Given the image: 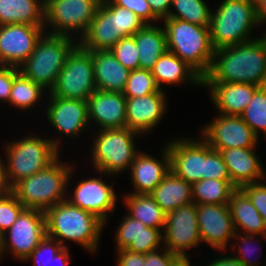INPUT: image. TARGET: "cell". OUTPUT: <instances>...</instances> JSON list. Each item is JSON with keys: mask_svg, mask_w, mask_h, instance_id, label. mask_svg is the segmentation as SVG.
<instances>
[{"mask_svg": "<svg viewBox=\"0 0 266 266\" xmlns=\"http://www.w3.org/2000/svg\"><path fill=\"white\" fill-rule=\"evenodd\" d=\"M162 236L163 246L175 255L186 256L187 249L198 246L202 240L196 204L184 205L167 213Z\"/></svg>", "mask_w": 266, "mask_h": 266, "instance_id": "cell-12", "label": "cell"}, {"mask_svg": "<svg viewBox=\"0 0 266 266\" xmlns=\"http://www.w3.org/2000/svg\"><path fill=\"white\" fill-rule=\"evenodd\" d=\"M242 235L239 232H235V235L233 236L234 240L235 239L238 240V238L240 240V242H239L240 245L239 246L237 245V248H238L237 250L238 251H236L238 255L237 256L235 255V257L238 258L243 263L244 266H258L260 264L259 261L257 262V261H255L254 259H251V258L248 259L249 255L253 251L256 250V249H253V247H252L253 244L251 243L253 241H251V240H254L257 235H251V234H245V233H243ZM241 240L243 242L242 244H241ZM257 260H258V258H257Z\"/></svg>", "mask_w": 266, "mask_h": 266, "instance_id": "cell-45", "label": "cell"}, {"mask_svg": "<svg viewBox=\"0 0 266 266\" xmlns=\"http://www.w3.org/2000/svg\"><path fill=\"white\" fill-rule=\"evenodd\" d=\"M11 192V186L6 178V164L0 157V195Z\"/></svg>", "mask_w": 266, "mask_h": 266, "instance_id": "cell-52", "label": "cell"}, {"mask_svg": "<svg viewBox=\"0 0 266 266\" xmlns=\"http://www.w3.org/2000/svg\"><path fill=\"white\" fill-rule=\"evenodd\" d=\"M205 179H219L226 182H232L223 156L219 151L211 148L207 143L204 168V180Z\"/></svg>", "mask_w": 266, "mask_h": 266, "instance_id": "cell-40", "label": "cell"}, {"mask_svg": "<svg viewBox=\"0 0 266 266\" xmlns=\"http://www.w3.org/2000/svg\"><path fill=\"white\" fill-rule=\"evenodd\" d=\"M228 207L236 232L243 230L245 234L257 235L266 239L265 220L240 189H236L231 194Z\"/></svg>", "mask_w": 266, "mask_h": 266, "instance_id": "cell-27", "label": "cell"}, {"mask_svg": "<svg viewBox=\"0 0 266 266\" xmlns=\"http://www.w3.org/2000/svg\"><path fill=\"white\" fill-rule=\"evenodd\" d=\"M161 253L158 249L145 254L144 266H170L171 261L177 256L169 252L165 247Z\"/></svg>", "mask_w": 266, "mask_h": 266, "instance_id": "cell-47", "label": "cell"}, {"mask_svg": "<svg viewBox=\"0 0 266 266\" xmlns=\"http://www.w3.org/2000/svg\"><path fill=\"white\" fill-rule=\"evenodd\" d=\"M170 170L191 185L204 180L206 142L202 139H173L167 143Z\"/></svg>", "mask_w": 266, "mask_h": 266, "instance_id": "cell-15", "label": "cell"}, {"mask_svg": "<svg viewBox=\"0 0 266 266\" xmlns=\"http://www.w3.org/2000/svg\"><path fill=\"white\" fill-rule=\"evenodd\" d=\"M202 82L248 83L266 86V42L261 36L214 50L209 72Z\"/></svg>", "mask_w": 266, "mask_h": 266, "instance_id": "cell-1", "label": "cell"}, {"mask_svg": "<svg viewBox=\"0 0 266 266\" xmlns=\"http://www.w3.org/2000/svg\"><path fill=\"white\" fill-rule=\"evenodd\" d=\"M110 51L130 71L140 68L138 48L134 36L121 38Z\"/></svg>", "mask_w": 266, "mask_h": 266, "instance_id": "cell-38", "label": "cell"}, {"mask_svg": "<svg viewBox=\"0 0 266 266\" xmlns=\"http://www.w3.org/2000/svg\"><path fill=\"white\" fill-rule=\"evenodd\" d=\"M102 0H45L44 29L46 33L72 37L80 31L78 41L86 33ZM46 27V28H45ZM52 28V29H51Z\"/></svg>", "mask_w": 266, "mask_h": 266, "instance_id": "cell-9", "label": "cell"}, {"mask_svg": "<svg viewBox=\"0 0 266 266\" xmlns=\"http://www.w3.org/2000/svg\"><path fill=\"white\" fill-rule=\"evenodd\" d=\"M107 184L101 177L81 180L77 183L72 198L69 196L66 200L106 223L109 217L107 213H113L118 200L113 184Z\"/></svg>", "mask_w": 266, "mask_h": 266, "instance_id": "cell-17", "label": "cell"}, {"mask_svg": "<svg viewBox=\"0 0 266 266\" xmlns=\"http://www.w3.org/2000/svg\"><path fill=\"white\" fill-rule=\"evenodd\" d=\"M133 36L138 48L140 68L151 70L167 51L164 27H158L153 23L145 24Z\"/></svg>", "mask_w": 266, "mask_h": 266, "instance_id": "cell-31", "label": "cell"}, {"mask_svg": "<svg viewBox=\"0 0 266 266\" xmlns=\"http://www.w3.org/2000/svg\"><path fill=\"white\" fill-rule=\"evenodd\" d=\"M219 259L211 260L212 262L208 263L207 266H244L243 263L236 258L234 255L231 257L228 256H223V257H218Z\"/></svg>", "mask_w": 266, "mask_h": 266, "instance_id": "cell-50", "label": "cell"}, {"mask_svg": "<svg viewBox=\"0 0 266 266\" xmlns=\"http://www.w3.org/2000/svg\"><path fill=\"white\" fill-rule=\"evenodd\" d=\"M164 91L126 98V127L139 134L151 131L167 111Z\"/></svg>", "mask_w": 266, "mask_h": 266, "instance_id": "cell-19", "label": "cell"}, {"mask_svg": "<svg viewBox=\"0 0 266 266\" xmlns=\"http://www.w3.org/2000/svg\"><path fill=\"white\" fill-rule=\"evenodd\" d=\"M88 120L100 130L126 127V97L122 92L96 90L87 100Z\"/></svg>", "mask_w": 266, "mask_h": 266, "instance_id": "cell-21", "label": "cell"}, {"mask_svg": "<svg viewBox=\"0 0 266 266\" xmlns=\"http://www.w3.org/2000/svg\"><path fill=\"white\" fill-rule=\"evenodd\" d=\"M238 189L232 182L205 179L192 184L193 203L228 204L231 194Z\"/></svg>", "mask_w": 266, "mask_h": 266, "instance_id": "cell-33", "label": "cell"}, {"mask_svg": "<svg viewBox=\"0 0 266 266\" xmlns=\"http://www.w3.org/2000/svg\"><path fill=\"white\" fill-rule=\"evenodd\" d=\"M167 51L185 61L202 78L209 72L214 48L210 28L174 18H165Z\"/></svg>", "mask_w": 266, "mask_h": 266, "instance_id": "cell-4", "label": "cell"}, {"mask_svg": "<svg viewBox=\"0 0 266 266\" xmlns=\"http://www.w3.org/2000/svg\"><path fill=\"white\" fill-rule=\"evenodd\" d=\"M188 255L181 256L177 255L170 263V266H191Z\"/></svg>", "mask_w": 266, "mask_h": 266, "instance_id": "cell-54", "label": "cell"}, {"mask_svg": "<svg viewBox=\"0 0 266 266\" xmlns=\"http://www.w3.org/2000/svg\"><path fill=\"white\" fill-rule=\"evenodd\" d=\"M239 189L249 198L266 222V185L261 181L245 184Z\"/></svg>", "mask_w": 266, "mask_h": 266, "instance_id": "cell-43", "label": "cell"}, {"mask_svg": "<svg viewBox=\"0 0 266 266\" xmlns=\"http://www.w3.org/2000/svg\"><path fill=\"white\" fill-rule=\"evenodd\" d=\"M96 90L92 53L78 43L68 54L50 93L63 99L87 101Z\"/></svg>", "mask_w": 266, "mask_h": 266, "instance_id": "cell-10", "label": "cell"}, {"mask_svg": "<svg viewBox=\"0 0 266 266\" xmlns=\"http://www.w3.org/2000/svg\"><path fill=\"white\" fill-rule=\"evenodd\" d=\"M177 12L170 10L167 18L179 19L203 27H210L211 9L204 0H172Z\"/></svg>", "mask_w": 266, "mask_h": 266, "instance_id": "cell-34", "label": "cell"}, {"mask_svg": "<svg viewBox=\"0 0 266 266\" xmlns=\"http://www.w3.org/2000/svg\"><path fill=\"white\" fill-rule=\"evenodd\" d=\"M150 195L166 214L181 206L193 203L192 185L171 170Z\"/></svg>", "mask_w": 266, "mask_h": 266, "instance_id": "cell-29", "label": "cell"}, {"mask_svg": "<svg viewBox=\"0 0 266 266\" xmlns=\"http://www.w3.org/2000/svg\"><path fill=\"white\" fill-rule=\"evenodd\" d=\"M118 14L119 31L122 37L133 36L146 23L134 12L127 8L114 4L111 0H105Z\"/></svg>", "mask_w": 266, "mask_h": 266, "instance_id": "cell-42", "label": "cell"}, {"mask_svg": "<svg viewBox=\"0 0 266 266\" xmlns=\"http://www.w3.org/2000/svg\"><path fill=\"white\" fill-rule=\"evenodd\" d=\"M60 156L49 166L30 177L23 178L11 187L18 201L30 209L46 211L66 200V189L74 168L59 161Z\"/></svg>", "mask_w": 266, "mask_h": 266, "instance_id": "cell-3", "label": "cell"}, {"mask_svg": "<svg viewBox=\"0 0 266 266\" xmlns=\"http://www.w3.org/2000/svg\"><path fill=\"white\" fill-rule=\"evenodd\" d=\"M97 90L123 92L130 74L110 50L91 51Z\"/></svg>", "mask_w": 266, "mask_h": 266, "instance_id": "cell-26", "label": "cell"}, {"mask_svg": "<svg viewBox=\"0 0 266 266\" xmlns=\"http://www.w3.org/2000/svg\"><path fill=\"white\" fill-rule=\"evenodd\" d=\"M114 4L127 8L140 17L146 24L159 22V19L152 13L147 0H111Z\"/></svg>", "mask_w": 266, "mask_h": 266, "instance_id": "cell-44", "label": "cell"}, {"mask_svg": "<svg viewBox=\"0 0 266 266\" xmlns=\"http://www.w3.org/2000/svg\"><path fill=\"white\" fill-rule=\"evenodd\" d=\"M263 38H264V40H265V42H266V33L265 34H263V36H262Z\"/></svg>", "mask_w": 266, "mask_h": 266, "instance_id": "cell-56", "label": "cell"}, {"mask_svg": "<svg viewBox=\"0 0 266 266\" xmlns=\"http://www.w3.org/2000/svg\"><path fill=\"white\" fill-rule=\"evenodd\" d=\"M123 200L129 211V216L141 221L147 227L161 229L163 232L166 213L150 194H133L131 192L126 194Z\"/></svg>", "mask_w": 266, "mask_h": 266, "instance_id": "cell-32", "label": "cell"}, {"mask_svg": "<svg viewBox=\"0 0 266 266\" xmlns=\"http://www.w3.org/2000/svg\"><path fill=\"white\" fill-rule=\"evenodd\" d=\"M220 114L240 116L249 105L257 85L248 83L202 82Z\"/></svg>", "mask_w": 266, "mask_h": 266, "instance_id": "cell-25", "label": "cell"}, {"mask_svg": "<svg viewBox=\"0 0 266 266\" xmlns=\"http://www.w3.org/2000/svg\"><path fill=\"white\" fill-rule=\"evenodd\" d=\"M240 116L257 137L260 131L266 137V86L259 87L254 92L249 105Z\"/></svg>", "mask_w": 266, "mask_h": 266, "instance_id": "cell-36", "label": "cell"}, {"mask_svg": "<svg viewBox=\"0 0 266 266\" xmlns=\"http://www.w3.org/2000/svg\"><path fill=\"white\" fill-rule=\"evenodd\" d=\"M3 236L4 252L10 250L12 256L24 262L46 236L45 212L25 208Z\"/></svg>", "mask_w": 266, "mask_h": 266, "instance_id": "cell-11", "label": "cell"}, {"mask_svg": "<svg viewBox=\"0 0 266 266\" xmlns=\"http://www.w3.org/2000/svg\"><path fill=\"white\" fill-rule=\"evenodd\" d=\"M152 13L161 21L168 17L172 0H147Z\"/></svg>", "mask_w": 266, "mask_h": 266, "instance_id": "cell-49", "label": "cell"}, {"mask_svg": "<svg viewBox=\"0 0 266 266\" xmlns=\"http://www.w3.org/2000/svg\"><path fill=\"white\" fill-rule=\"evenodd\" d=\"M19 73L18 67L0 65V100L9 103L13 80Z\"/></svg>", "mask_w": 266, "mask_h": 266, "instance_id": "cell-46", "label": "cell"}, {"mask_svg": "<svg viewBox=\"0 0 266 266\" xmlns=\"http://www.w3.org/2000/svg\"><path fill=\"white\" fill-rule=\"evenodd\" d=\"M68 246L63 247L59 252L56 253V255L52 258L51 263L49 266H54L56 263L58 266H68L69 260H70V254L68 253ZM55 263V264H54ZM54 264V265H53Z\"/></svg>", "mask_w": 266, "mask_h": 266, "instance_id": "cell-51", "label": "cell"}, {"mask_svg": "<svg viewBox=\"0 0 266 266\" xmlns=\"http://www.w3.org/2000/svg\"><path fill=\"white\" fill-rule=\"evenodd\" d=\"M155 79L148 69L131 70L125 89L122 92L126 98L145 96L159 92Z\"/></svg>", "mask_w": 266, "mask_h": 266, "instance_id": "cell-37", "label": "cell"}, {"mask_svg": "<svg viewBox=\"0 0 266 266\" xmlns=\"http://www.w3.org/2000/svg\"><path fill=\"white\" fill-rule=\"evenodd\" d=\"M46 235L56 239L63 247L65 241L80 244L95 253L105 223L94 214L64 200L45 211Z\"/></svg>", "mask_w": 266, "mask_h": 266, "instance_id": "cell-2", "label": "cell"}, {"mask_svg": "<svg viewBox=\"0 0 266 266\" xmlns=\"http://www.w3.org/2000/svg\"><path fill=\"white\" fill-rule=\"evenodd\" d=\"M117 266H144L145 254L136 253L128 249L117 250Z\"/></svg>", "mask_w": 266, "mask_h": 266, "instance_id": "cell-48", "label": "cell"}, {"mask_svg": "<svg viewBox=\"0 0 266 266\" xmlns=\"http://www.w3.org/2000/svg\"><path fill=\"white\" fill-rule=\"evenodd\" d=\"M3 237V234L0 232V259H2V257L4 256L3 254H5Z\"/></svg>", "mask_w": 266, "mask_h": 266, "instance_id": "cell-55", "label": "cell"}, {"mask_svg": "<svg viewBox=\"0 0 266 266\" xmlns=\"http://www.w3.org/2000/svg\"><path fill=\"white\" fill-rule=\"evenodd\" d=\"M44 90L42 86L19 73L13 80L9 103L24 111L32 109L31 107L44 96Z\"/></svg>", "mask_w": 266, "mask_h": 266, "instance_id": "cell-35", "label": "cell"}, {"mask_svg": "<svg viewBox=\"0 0 266 266\" xmlns=\"http://www.w3.org/2000/svg\"><path fill=\"white\" fill-rule=\"evenodd\" d=\"M196 213L202 243L224 251L236 232L228 204L196 205Z\"/></svg>", "mask_w": 266, "mask_h": 266, "instance_id": "cell-16", "label": "cell"}, {"mask_svg": "<svg viewBox=\"0 0 266 266\" xmlns=\"http://www.w3.org/2000/svg\"><path fill=\"white\" fill-rule=\"evenodd\" d=\"M255 9L258 25L266 22V0H255Z\"/></svg>", "mask_w": 266, "mask_h": 266, "instance_id": "cell-53", "label": "cell"}, {"mask_svg": "<svg viewBox=\"0 0 266 266\" xmlns=\"http://www.w3.org/2000/svg\"><path fill=\"white\" fill-rule=\"evenodd\" d=\"M44 32L43 26L0 25V65L21 66L32 54Z\"/></svg>", "mask_w": 266, "mask_h": 266, "instance_id": "cell-14", "label": "cell"}, {"mask_svg": "<svg viewBox=\"0 0 266 266\" xmlns=\"http://www.w3.org/2000/svg\"><path fill=\"white\" fill-rule=\"evenodd\" d=\"M97 134L91 152L93 167L97 173L101 176H114L126 169L129 170L138 153L134 139L141 134L127 127L98 130Z\"/></svg>", "mask_w": 266, "mask_h": 266, "instance_id": "cell-8", "label": "cell"}, {"mask_svg": "<svg viewBox=\"0 0 266 266\" xmlns=\"http://www.w3.org/2000/svg\"><path fill=\"white\" fill-rule=\"evenodd\" d=\"M61 140L39 136L22 137L5 146L6 178L12 187L19 180L30 177L52 164L60 156Z\"/></svg>", "mask_w": 266, "mask_h": 266, "instance_id": "cell-7", "label": "cell"}, {"mask_svg": "<svg viewBox=\"0 0 266 266\" xmlns=\"http://www.w3.org/2000/svg\"><path fill=\"white\" fill-rule=\"evenodd\" d=\"M151 73L160 90H163L161 84L175 85L185 82L201 85L203 78L185 61H182L175 54L166 51L154 64Z\"/></svg>", "mask_w": 266, "mask_h": 266, "instance_id": "cell-28", "label": "cell"}, {"mask_svg": "<svg viewBox=\"0 0 266 266\" xmlns=\"http://www.w3.org/2000/svg\"><path fill=\"white\" fill-rule=\"evenodd\" d=\"M257 25L255 0H223L211 11V44L217 50L249 41Z\"/></svg>", "mask_w": 266, "mask_h": 266, "instance_id": "cell-6", "label": "cell"}, {"mask_svg": "<svg viewBox=\"0 0 266 266\" xmlns=\"http://www.w3.org/2000/svg\"><path fill=\"white\" fill-rule=\"evenodd\" d=\"M255 148H230L221 150L232 183L239 189L249 183L264 182L265 169Z\"/></svg>", "mask_w": 266, "mask_h": 266, "instance_id": "cell-24", "label": "cell"}, {"mask_svg": "<svg viewBox=\"0 0 266 266\" xmlns=\"http://www.w3.org/2000/svg\"><path fill=\"white\" fill-rule=\"evenodd\" d=\"M126 215L115 234L117 250L128 249L146 254L159 249L163 242L161 230L147 227L141 221Z\"/></svg>", "mask_w": 266, "mask_h": 266, "instance_id": "cell-23", "label": "cell"}, {"mask_svg": "<svg viewBox=\"0 0 266 266\" xmlns=\"http://www.w3.org/2000/svg\"><path fill=\"white\" fill-rule=\"evenodd\" d=\"M46 117L54 129L60 134L79 137L78 133L85 131L89 125L87 101L63 99L49 93ZM88 124V125H87Z\"/></svg>", "mask_w": 266, "mask_h": 266, "instance_id": "cell-18", "label": "cell"}, {"mask_svg": "<svg viewBox=\"0 0 266 266\" xmlns=\"http://www.w3.org/2000/svg\"><path fill=\"white\" fill-rule=\"evenodd\" d=\"M25 207L12 193L0 195V232L4 234L17 220Z\"/></svg>", "mask_w": 266, "mask_h": 266, "instance_id": "cell-39", "label": "cell"}, {"mask_svg": "<svg viewBox=\"0 0 266 266\" xmlns=\"http://www.w3.org/2000/svg\"><path fill=\"white\" fill-rule=\"evenodd\" d=\"M163 148L161 160L142 151L136 154L130 166L133 194H150L170 171V153L167 146Z\"/></svg>", "mask_w": 266, "mask_h": 266, "instance_id": "cell-22", "label": "cell"}, {"mask_svg": "<svg viewBox=\"0 0 266 266\" xmlns=\"http://www.w3.org/2000/svg\"><path fill=\"white\" fill-rule=\"evenodd\" d=\"M202 128L200 138L217 151L230 148H253L259 139L241 116L219 114Z\"/></svg>", "mask_w": 266, "mask_h": 266, "instance_id": "cell-13", "label": "cell"}, {"mask_svg": "<svg viewBox=\"0 0 266 266\" xmlns=\"http://www.w3.org/2000/svg\"><path fill=\"white\" fill-rule=\"evenodd\" d=\"M44 6L45 0H0V25L44 27Z\"/></svg>", "mask_w": 266, "mask_h": 266, "instance_id": "cell-30", "label": "cell"}, {"mask_svg": "<svg viewBox=\"0 0 266 266\" xmlns=\"http://www.w3.org/2000/svg\"><path fill=\"white\" fill-rule=\"evenodd\" d=\"M121 38L118 14L102 0L89 28L78 43L88 51L110 50Z\"/></svg>", "mask_w": 266, "mask_h": 266, "instance_id": "cell-20", "label": "cell"}, {"mask_svg": "<svg viewBox=\"0 0 266 266\" xmlns=\"http://www.w3.org/2000/svg\"><path fill=\"white\" fill-rule=\"evenodd\" d=\"M76 43V44H75ZM78 44L74 37L43 33L19 72L50 92L55 86L68 54Z\"/></svg>", "mask_w": 266, "mask_h": 266, "instance_id": "cell-5", "label": "cell"}, {"mask_svg": "<svg viewBox=\"0 0 266 266\" xmlns=\"http://www.w3.org/2000/svg\"><path fill=\"white\" fill-rule=\"evenodd\" d=\"M63 246L54 238L46 235L24 261L33 260V266H49L52 258Z\"/></svg>", "mask_w": 266, "mask_h": 266, "instance_id": "cell-41", "label": "cell"}]
</instances>
